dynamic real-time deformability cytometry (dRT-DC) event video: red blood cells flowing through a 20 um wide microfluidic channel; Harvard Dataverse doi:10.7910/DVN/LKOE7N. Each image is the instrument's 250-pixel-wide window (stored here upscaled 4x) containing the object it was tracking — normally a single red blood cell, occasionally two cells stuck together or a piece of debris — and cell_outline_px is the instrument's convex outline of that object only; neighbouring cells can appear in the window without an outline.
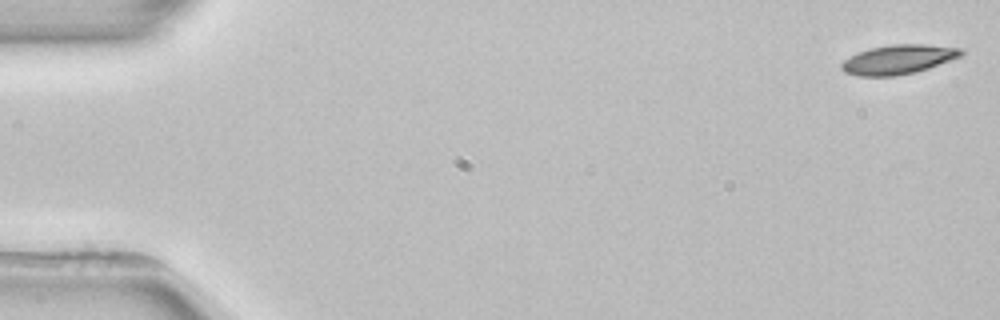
{"species": "common noctule bat (a hibernating species)", "species_latin": "Nyctalus noctula", "temperature_condition": "room temperature", "stored_images_in_passage": 4, "camera_frame_rate_fps": 3000, "um_per_image_px": 0.085, "animal": {"sex": "female", "body_mass_g": 22.7, "forearm_length_mm": 54.2}, "frame": {"image": 1, "passage_image": 1, "time_ms": 0.0, "image_size_px": [1000, 320], "cell_outline_px": [[964, 52], [960, 56], [928, 68], [916, 72], [896, 76], [860, 76], [844, 72], [840, 68], [840, 64], [844, 60], [860, 52], [872, 48], [892, 44], [924, 44], [964, 48]], "centroid_in_image_um": [76.37, 5.05], "position_along_channel_um": 8.6, "area_um2": 20.29}}
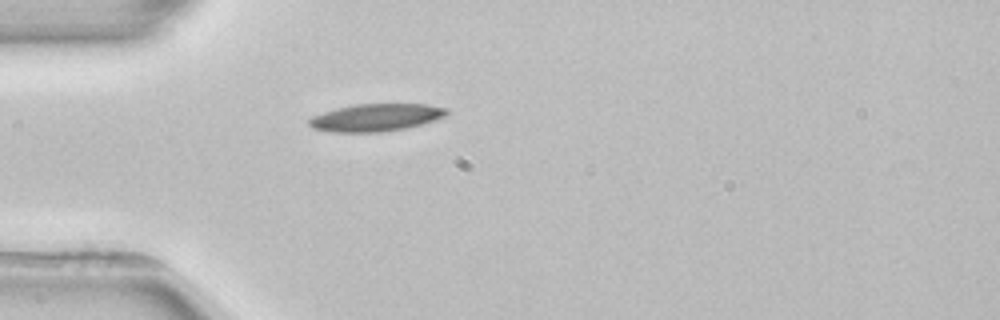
{"frame": {"image": 2, "passage_image": 4, "time_ms": 4.667, "image_size_px": [1000, 320], "cell_outline_px": [[452, 112], [436, 120], [408, 128], [380, 132], [328, 132], [312, 128], [308, 124], [308, 120], [312, 116], [336, 108], [356, 104], [428, 104], [448, 108]], "centroid_in_image_um": [31.99, 9.99], "position_along_channel_um": 53.0, "area_um2": 22.31}}